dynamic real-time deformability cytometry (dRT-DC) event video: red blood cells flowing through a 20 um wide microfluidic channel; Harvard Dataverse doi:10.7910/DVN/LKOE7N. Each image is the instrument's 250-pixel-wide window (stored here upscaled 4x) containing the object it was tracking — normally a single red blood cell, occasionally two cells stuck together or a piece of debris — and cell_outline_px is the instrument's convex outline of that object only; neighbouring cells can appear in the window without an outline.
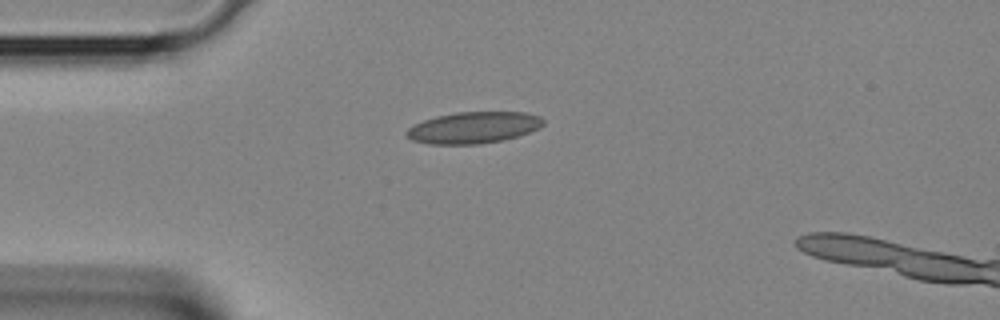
{"species": "Egyptian fruit bat (a non-hibernating species)", "species_latin": "Rousettus aegyptiacus", "temperature_condition": "room temperature", "stored_images_in_passage": 26, "camera_frame_rate_fps": 3000, "um_per_image_px": 0.085, "animal": {"sex": "female"}, "frame": {"image": 1, "passage_image": 1, "time_ms": 0.0, "image_size_px": [1000, 320], "cell_outline_px": [[544, 124], [540, 128], [516, 136], [500, 140], [480, 144], [428, 144], [412, 140], [404, 136], [404, 132], [412, 124], [436, 116], [456, 112], [524, 112], [540, 116], [544, 120]], "centroid_in_image_um": [40.2, 10.84], "position_along_channel_um": 44.8, "area_um2": 25.2}}
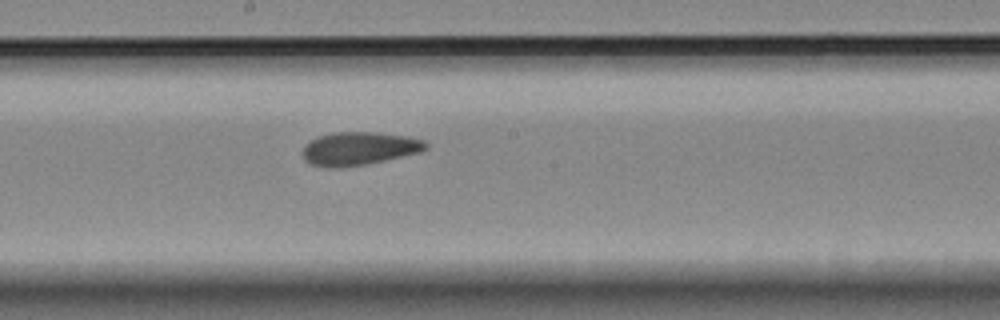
{"frame": {"image": 2, "passage_image": 12, "time_ms": 3.667, "image_size_px": [1000, 320], "cell_outline_px": [[428, 148], [420, 152], [384, 160], [364, 164], [340, 168], [328, 168], [312, 164], [304, 160], [304, 144], [320, 136], [332, 132], [372, 132], [408, 136], [424, 140], [428, 144]], "centroid_in_image_um": [30.53, 12.62], "position_along_channel_um": 217.7, "area_um2": 23.7}}
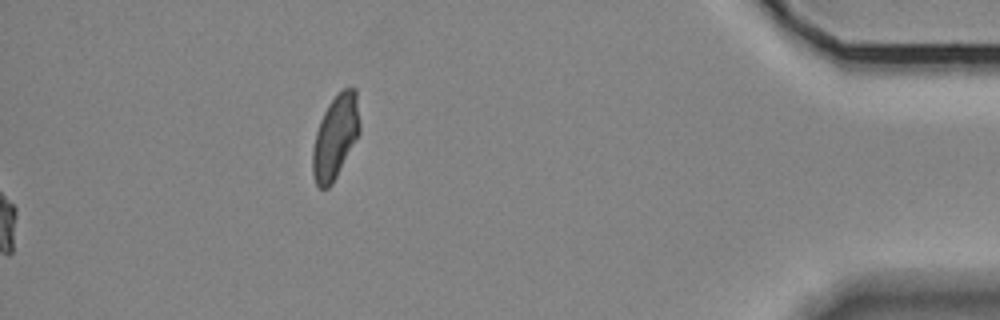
{"frame": {"image": 3, "passage_image": 26, "time_ms": 8.333, "image_size_px": [1000, 320], "cell_outline_px": [[360, 132], [332, 184], [328, 188], [320, 188], [316, 184], [312, 172], [312, 148], [316, 132], [320, 120], [328, 104], [344, 88], [356, 88], [360, 124]], "centroid_in_image_um": [28.5, 11.64], "position_along_channel_um": 406.7, "area_um2": 22.77}}